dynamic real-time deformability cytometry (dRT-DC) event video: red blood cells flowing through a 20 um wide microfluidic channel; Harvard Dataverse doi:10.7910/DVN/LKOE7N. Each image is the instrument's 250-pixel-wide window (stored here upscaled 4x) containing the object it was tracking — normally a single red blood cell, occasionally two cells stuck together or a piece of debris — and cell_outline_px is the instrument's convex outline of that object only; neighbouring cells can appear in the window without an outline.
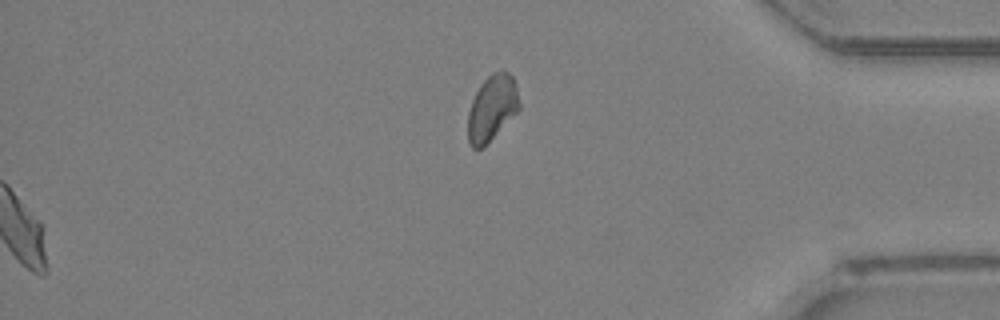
{"species": "Egyptian fruit bat (a non-hibernating species)", "species_latin": "Rousettus aegyptiacus", "temperature_condition": "room temperature", "stored_images_in_passage": 39, "segment_of_instrument_passage": [2, 2], "camera_frame_rate_fps": 3000, "um_per_image_px": 0.085, "animal": {"sex": "female"}, "frame": {"image": 1, "passage_image": 39, "time_ms": 12.667, "image_size_px": [1000, 320], "cell_outline_px": [[520, 108], [480, 148], [472, 148], [468, 144], [468, 112], [472, 100], [480, 84], [492, 72], [508, 72], [512, 76], [516, 84], [520, 104]], "centroid_in_image_um": [41.8, 9.14], "position_along_channel_um": 393.4, "area_um2": 19.13}}